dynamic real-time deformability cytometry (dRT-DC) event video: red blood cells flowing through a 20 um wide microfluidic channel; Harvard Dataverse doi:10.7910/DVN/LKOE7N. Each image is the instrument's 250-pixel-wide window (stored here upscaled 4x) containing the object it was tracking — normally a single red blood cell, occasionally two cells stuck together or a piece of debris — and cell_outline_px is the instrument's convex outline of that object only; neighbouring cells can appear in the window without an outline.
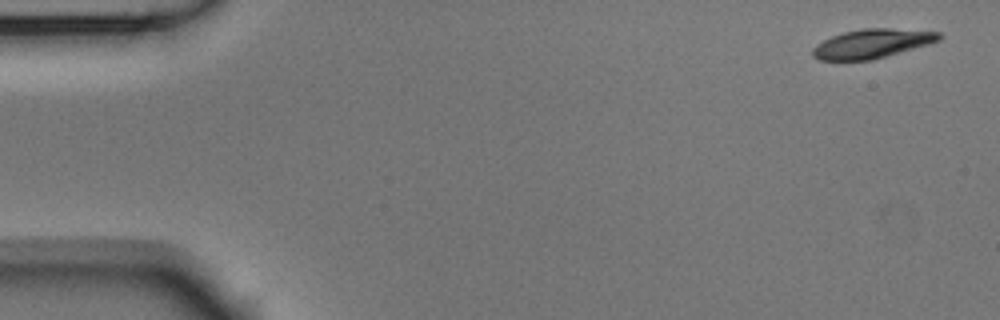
{"species": "Egyptian fruit bat (a non-hibernating species)", "species_latin": "Rousettus aegyptiacus", "temperature_condition": "room temperature", "stored_images_in_passage": 8, "camera_frame_rate_fps": 3000, "um_per_image_px": 0.085, "animal": {"sex": "male"}, "frame": {"image": 1, "passage_image": 1, "time_ms": 0.0, "image_size_px": [1000, 320], "cell_outline_px": [[944, 36], [940, 40], [928, 44], [872, 60], [820, 60], [812, 56], [812, 48], [816, 44], [832, 36], [844, 32], [864, 28], [888, 28], [940, 32]], "centroid_in_image_um": [74.12, 3.7], "position_along_channel_um": 10.9, "area_um2": 21.33}}
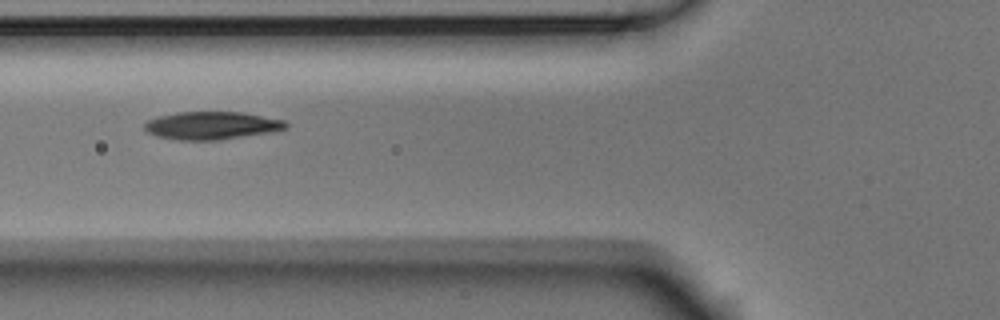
{"frame": {"image": 2, "passage_image": 6, "time_ms": 1.667, "image_size_px": [1000, 320], "cell_outline_px": [[288, 128], [272, 132], [220, 140], [176, 140], [156, 136], [148, 132], [144, 128], [144, 124], [148, 120], [160, 116], [176, 112], [244, 112], [284, 120], [288, 124]], "centroid_in_image_um": [18.02, 10.67], "position_along_channel_um": 107.8, "area_um2": 23.06}}
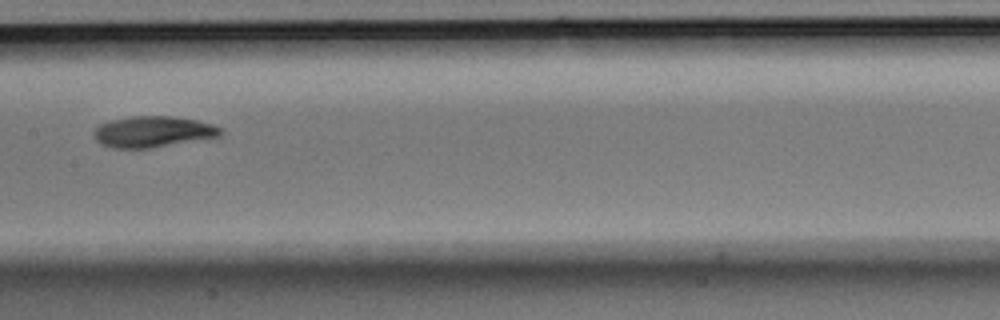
{"frame": {"image": 3, "passage_image": 8, "time_ms": 2.333, "image_size_px": [1000, 320], "cell_outline_px": [[224, 132], [220, 136], [208, 140], [152, 148], [112, 148], [100, 144], [92, 136], [96, 128], [100, 124], [112, 120], [128, 116], [172, 116], [196, 120], [212, 124], [224, 128]], "centroid_in_image_um": [13.07, 11.21], "position_along_channel_um": 194.3, "area_um2": 23.58}}